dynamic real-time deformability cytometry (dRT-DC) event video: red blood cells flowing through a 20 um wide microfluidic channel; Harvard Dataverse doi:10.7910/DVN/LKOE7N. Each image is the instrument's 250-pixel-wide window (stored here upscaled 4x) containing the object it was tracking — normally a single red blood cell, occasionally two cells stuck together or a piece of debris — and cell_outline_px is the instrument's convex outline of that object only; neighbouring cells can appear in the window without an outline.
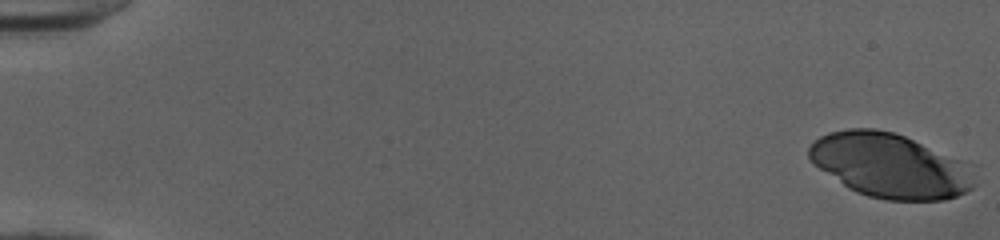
{"species": "human", "species_latin": "Homo sapiens", "temperature_condition": "cold", "stored_images_in_passage": 21, "camera_frame_rate_fps": 3000, "um_per_image_px": 0.085, "donor": {"sex": "female"}, "frame": {"image": 1, "passage_image": 1, "time_ms": 0.0, "image_size_px": [1000, 240], "cell_outline_px": [[976, 184], [972, 188], [956, 196], [944, 200], [884, 200], [868, 196], [856, 192], [848, 188], [812, 164], [808, 156], [808, 148], [820, 136], [828, 132], [848, 128], [876, 128], [892, 132], [904, 136], [964, 160]], "centroid_in_image_um": [75.62, 14.07], "position_along_channel_um": 9.4, "area_um2": 62.08}}